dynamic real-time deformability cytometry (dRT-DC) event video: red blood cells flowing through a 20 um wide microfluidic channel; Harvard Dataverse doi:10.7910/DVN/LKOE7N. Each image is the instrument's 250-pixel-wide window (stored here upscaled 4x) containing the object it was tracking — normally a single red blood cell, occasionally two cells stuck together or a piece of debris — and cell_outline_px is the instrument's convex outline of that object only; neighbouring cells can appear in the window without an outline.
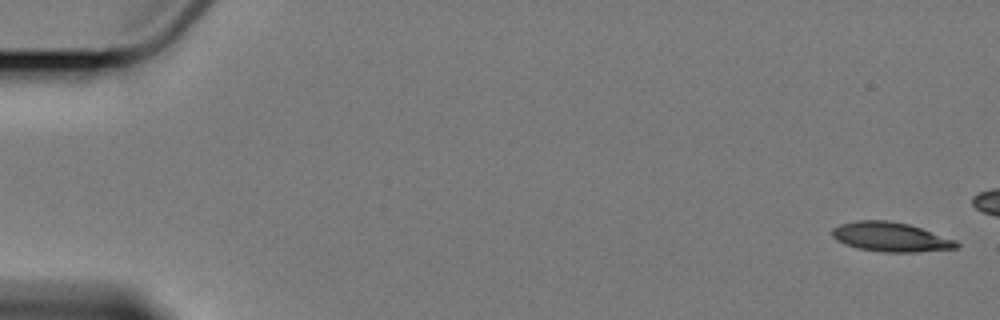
{"species": "Egyptian fruit bat (a non-hibernating species)", "species_latin": "Rousettus aegyptiacus", "temperature_condition": "cold", "stored_images_in_passage": 15, "camera_frame_rate_fps": 3000, "um_per_image_px": 0.085, "animal": {"sex": "female"}, "frame": {"image": 1, "passage_image": 1, "time_ms": 0.0, "image_size_px": [1000, 320], "cell_outline_px": [[960, 244], [956, 248], [916, 252], [884, 252], [856, 248], [844, 244], [836, 240], [832, 236], [832, 228], [840, 224], [856, 220], [888, 220], [908, 224], [956, 240]], "centroid_in_image_um": [75.67, 20.14], "position_along_channel_um": 9.3, "area_um2": 21.27}}
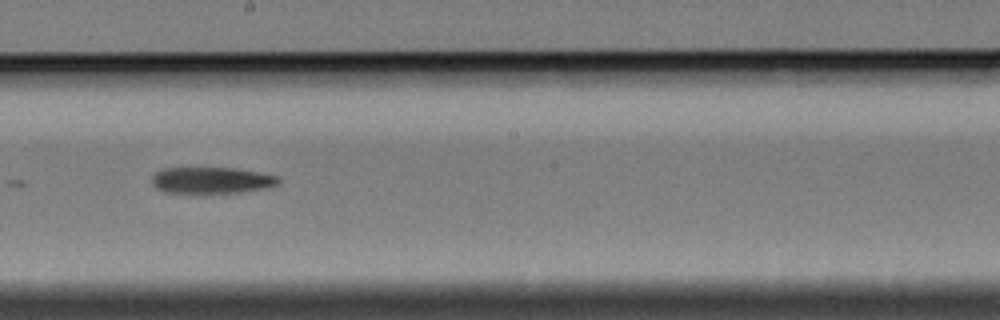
{"frame": {"image": 2, "passage_image": 9, "time_ms": 13.0, "image_size_px": [1000, 320], "cell_outline_px": [[280, 180], [276, 184], [264, 188], [236, 192], [164, 192], [156, 188], [152, 184], [152, 176], [156, 172], [164, 168], [232, 168], [280, 176]], "centroid_in_image_um": [17.94, 15.31], "position_along_channel_um": 230.3, "area_um2": 19.02}}
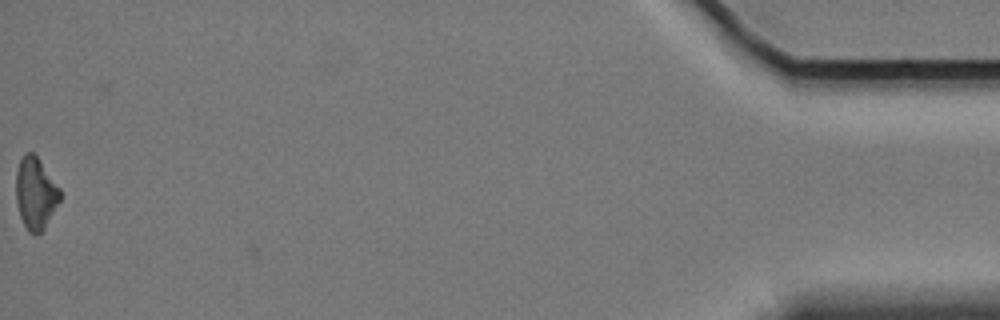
{"frame": {"image": 3, "passage_image": 15, "time_ms": 21.667, "image_size_px": [1000, 320], "cell_outline_px": [[60, 200], [44, 228], [36, 236], [28, 232], [20, 216], [16, 200], [16, 172], [20, 160], [28, 152], [32, 152], [40, 160], [60, 188]], "centroid_in_image_um": [3.02, 16.45], "position_along_channel_um": 432.2, "area_um2": 18.26}}